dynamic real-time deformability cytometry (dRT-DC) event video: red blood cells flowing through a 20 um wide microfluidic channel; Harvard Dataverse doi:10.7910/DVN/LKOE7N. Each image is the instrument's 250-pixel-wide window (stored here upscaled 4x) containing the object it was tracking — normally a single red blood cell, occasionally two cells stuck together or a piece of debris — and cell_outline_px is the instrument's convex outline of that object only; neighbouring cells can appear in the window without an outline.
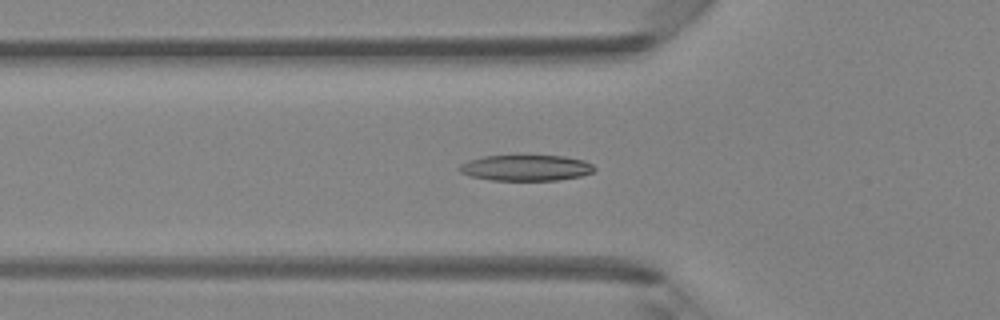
{"species": "Egyptian fruit bat (a non-hibernating species)", "species_latin": "Rousettus aegyptiacus", "temperature_condition": "room temperature", "stored_images_in_passage": 43, "camera_frame_rate_fps": 3000, "um_per_image_px": 0.085, "animal": {"sex": "female"}, "frame": {"image": 1, "passage_image": 11, "time_ms": 3.333, "image_size_px": [1000, 320], "cell_outline_px": [[596, 168], [592, 172], [580, 176], [560, 180], [488, 180], [472, 176], [460, 172], [456, 168], [460, 164], [468, 160], [484, 156], [564, 156], [584, 160], [592, 164]], "centroid_in_image_um": [44.69, 14.27], "position_along_channel_um": 81.1, "area_um2": 20.35}}
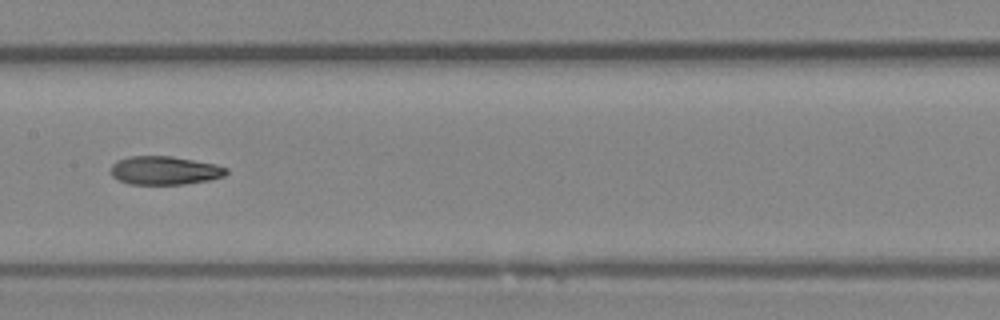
{"frame": {"image": 2, "passage_image": 19, "time_ms": 6.0, "image_size_px": [1000, 320], "cell_outline_px": [[228, 172], [224, 176], [208, 180], [184, 184], [128, 184], [112, 176], [112, 164], [116, 160], [128, 156], [172, 156], [216, 164], [228, 168]], "centroid_in_image_um": [14.0, 14.48], "position_along_channel_um": 193.4, "area_um2": 19.19}}
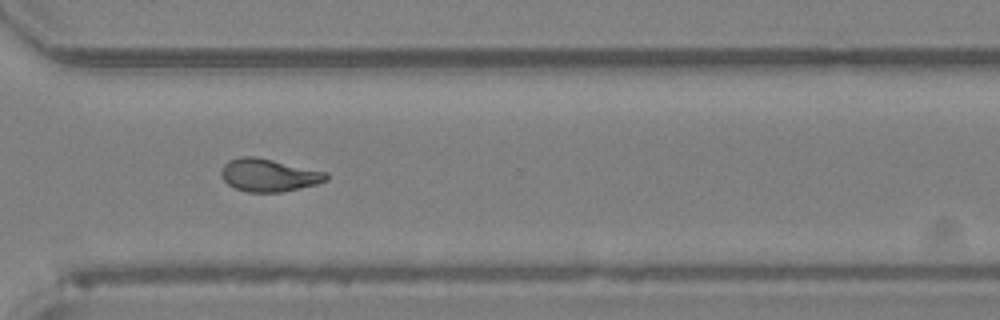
{"frame": {"image": 3, "passage_image": 30, "time_ms": 9.667, "image_size_px": [1000, 320], "cell_outline_px": [[328, 180], [316, 184], [280, 192], [248, 192], [236, 188], [228, 184], [224, 180], [220, 172], [224, 164], [228, 160], [240, 156], [256, 156], [328, 172]], "centroid_in_image_um": [22.84, 14.87], "position_along_channel_um": 347.8, "area_um2": 20.06}, "authors_computed_cell_mechanics": {"area_um2": 19.8254, "velocity_mm_per_s": 4.2205, "shape_relaxation_time_tau1_ms": 4.0489, "shape_relaxation_time_tau2_ms": 3.1511, "deformation_change_tau1": 0.1658, "deformation_change_tau2": 0.1096}}